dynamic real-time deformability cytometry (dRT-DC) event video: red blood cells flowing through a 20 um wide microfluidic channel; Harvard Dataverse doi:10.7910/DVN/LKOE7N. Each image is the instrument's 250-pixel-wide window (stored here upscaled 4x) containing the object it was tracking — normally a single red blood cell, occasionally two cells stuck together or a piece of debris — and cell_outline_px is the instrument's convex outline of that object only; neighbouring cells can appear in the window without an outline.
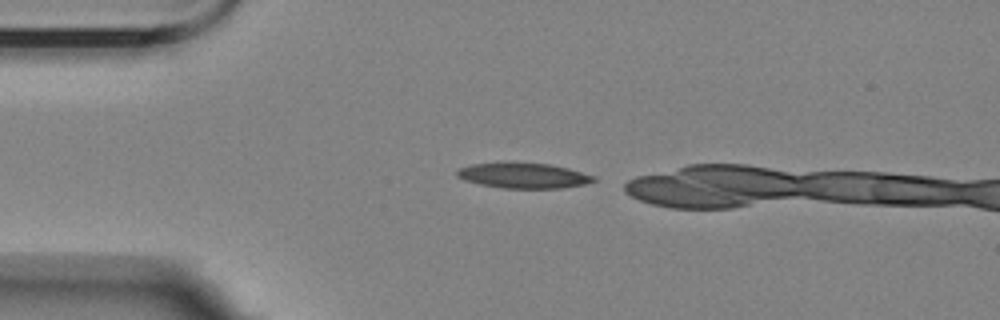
{"species": "Egyptian fruit bat (a non-hibernating species)", "species_latin": "Rousettus aegyptiacus", "temperature_condition": "room temperature", "stored_images_in_passage": 4, "camera_frame_rate_fps": 3000, "um_per_image_px": 0.085, "animal": {"sex": "female"}, "frame": {"image": 1, "passage_image": 1, "time_ms": 0.0, "image_size_px": [1000, 320], "cell_outline_px": [[596, 180], [584, 184], [560, 188], [504, 188], [480, 184], [464, 180], [456, 176], [456, 172], [460, 168], [472, 164], [548, 164], [568, 168], [596, 176]], "centroid_in_image_um": [44.52, 14.95], "position_along_channel_um": 40.5, "area_um2": 19.54}}
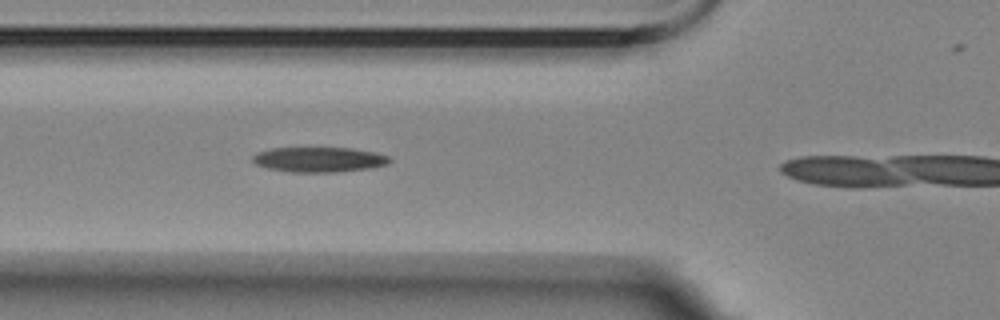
{"frame": {"image": 2, "passage_image": 3, "time_ms": 2.333, "image_size_px": [1000, 320], "cell_outline_px": [[392, 160], [388, 164], [372, 168], [336, 172], [292, 172], [268, 168], [256, 164], [252, 160], [252, 156], [260, 152], [272, 148], [352, 148], [376, 152], [388, 156]], "centroid_in_image_um": [27.17, 13.56], "position_along_channel_um": 98.6, "area_um2": 19.94}}